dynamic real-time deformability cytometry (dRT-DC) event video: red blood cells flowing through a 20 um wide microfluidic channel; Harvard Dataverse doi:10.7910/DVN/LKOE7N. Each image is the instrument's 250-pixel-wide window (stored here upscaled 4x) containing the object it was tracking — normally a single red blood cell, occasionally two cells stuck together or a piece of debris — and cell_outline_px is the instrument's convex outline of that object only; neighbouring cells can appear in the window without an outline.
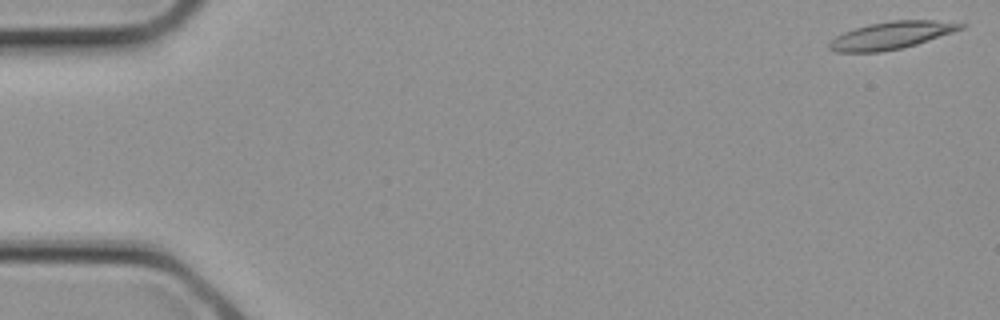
{"species": "common noctule bat (a hibernating species)", "species_latin": "Nyctalus noctula", "temperature_condition": "cold", "stored_images_in_passage": 3, "camera_frame_rate_fps": 3000, "um_per_image_px": 0.085, "animal": {"sex": "female", "body_mass_g": 21.9}, "frame": {"image": 1, "passage_image": 1, "time_ms": 0.0, "image_size_px": [1000, 320], "cell_outline_px": [[968, 24], [964, 28], [916, 44], [900, 48], [880, 52], [836, 52], [828, 48], [828, 44], [836, 36], [844, 32], [868, 24], [892, 20], [932, 20]], "centroid_in_image_um": [75.75, 3.0], "position_along_channel_um": 9.3, "area_um2": 20.75}}
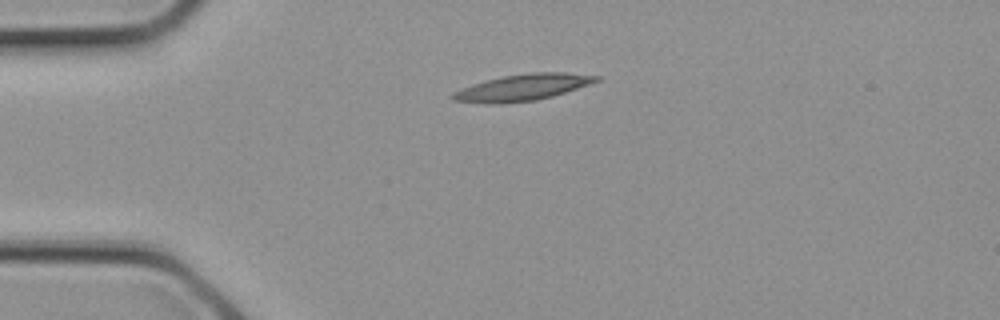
{"frame": {"image": 2, "passage_image": 3, "time_ms": 0.667, "image_size_px": [1000, 320], "cell_outline_px": [[600, 80], [552, 96], [536, 100], [500, 104], [488, 104], [452, 100], [448, 96], [452, 92], [472, 84], [504, 76], [532, 72], [568, 72], [600, 76]], "centroid_in_image_um": [44.37, 7.44], "position_along_channel_um": 40.6, "area_um2": 22.02}}